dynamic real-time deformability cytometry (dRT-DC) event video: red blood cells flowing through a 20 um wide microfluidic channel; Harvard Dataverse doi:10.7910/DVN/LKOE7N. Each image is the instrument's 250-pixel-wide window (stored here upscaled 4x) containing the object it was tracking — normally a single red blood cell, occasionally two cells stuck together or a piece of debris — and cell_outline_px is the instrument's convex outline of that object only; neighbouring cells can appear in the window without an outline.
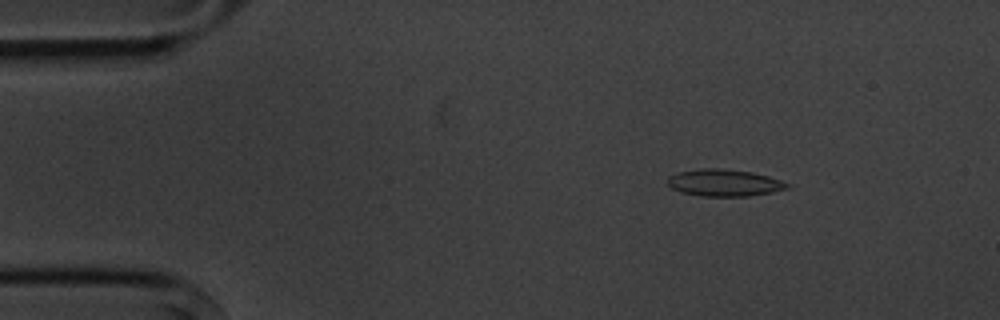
{"species": "common noctule bat (a hibernating species)", "species_latin": "Nyctalus noctula", "temperature_condition": "cold", "stored_images_in_passage": 3, "camera_frame_rate_fps": 3000, "um_per_image_px": 0.085, "animal": {"sex": "male", "body_mass_g": 20.1, "forearm_length_mm": 53.5}, "frame": {"image": 1, "passage_image": 1, "time_ms": 0.0, "image_size_px": [1000, 320], "cell_outline_px": [[792, 188], [772, 192], [748, 196], [700, 196], [680, 192], [672, 188], [668, 184], [668, 176], [680, 172], [704, 168], [720, 168], [752, 172], [768, 176], [792, 184]], "centroid_in_image_um": [61.61, 15.54], "position_along_channel_um": 23.4, "area_um2": 18.84}}